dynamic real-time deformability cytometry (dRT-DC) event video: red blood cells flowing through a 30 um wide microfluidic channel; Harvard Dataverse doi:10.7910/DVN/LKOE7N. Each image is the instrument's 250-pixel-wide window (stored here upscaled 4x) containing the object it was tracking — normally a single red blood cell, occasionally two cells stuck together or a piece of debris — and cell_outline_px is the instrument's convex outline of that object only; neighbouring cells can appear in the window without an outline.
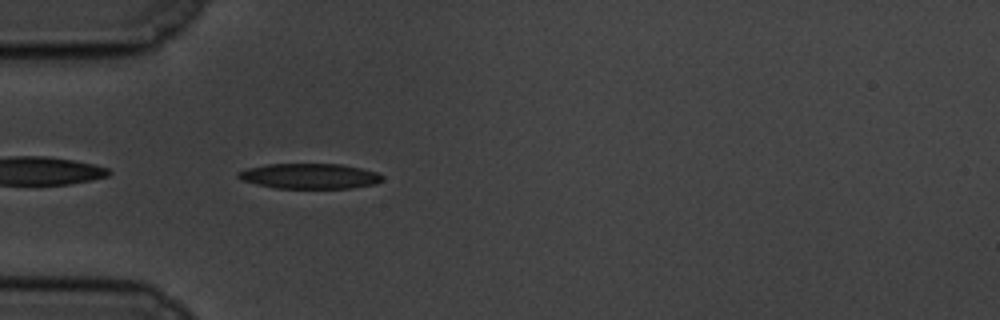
{"species": "common noctule bat (a hibernating species)", "species_latin": "Nyctalus noctula", "temperature_condition": "cold", "stored_images_in_passage": 36, "camera_frame_rate_fps": 3000, "um_per_image_px": 0.085, "animal": {"sex": "male", "body_mass_g": 19.5, "forearm_length_mm": 54.6}, "frame": {"image": 1, "passage_image": 2, "time_ms": 0.333, "image_size_px": [1000, 320], "cell_outline_px": [[384, 180], [376, 184], [352, 188], [276, 188], [256, 184], [240, 180], [236, 176], [236, 172], [248, 168], [268, 164], [340, 164], [360, 168], [376, 172], [384, 176]], "centroid_in_image_um": [26.32, 14.97], "position_along_channel_um": 58.7, "area_um2": 21.33}}
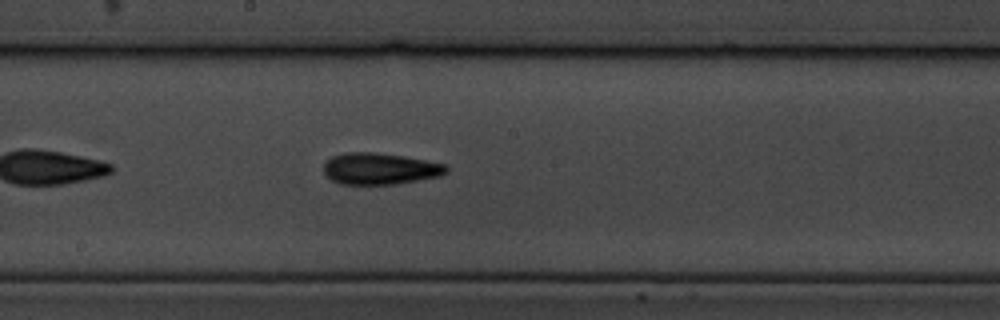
{"frame": {"image": 2, "passage_image": 16, "time_ms": 5.0, "image_size_px": [1000, 320], "cell_outline_px": [[448, 172], [440, 176], [392, 184], [340, 184], [332, 180], [324, 172], [324, 164], [332, 156], [344, 152], [372, 152], [404, 156], [448, 164]], "centroid_in_image_um": [32.31, 14.33], "position_along_channel_um": 215.9, "area_um2": 22.48}}
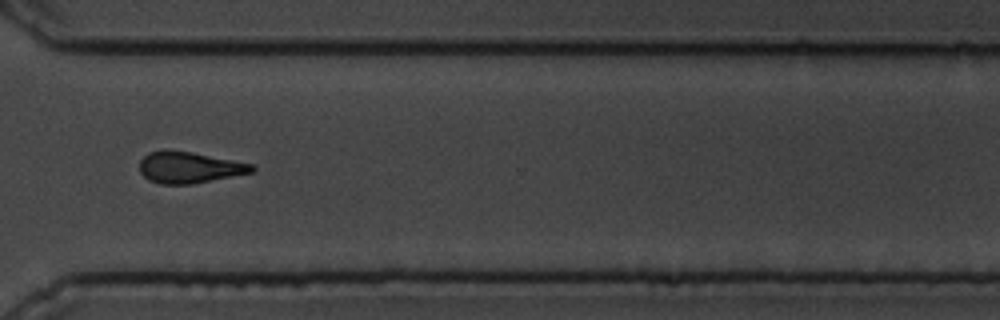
{"frame": {"image": 3, "passage_image": 28, "time_ms": 9.0, "image_size_px": [1000, 320], "cell_outline_px": [[256, 168], [252, 172], [192, 184], [160, 184], [148, 180], [140, 172], [140, 160], [148, 152], [168, 148], [192, 152], [252, 164]], "centroid_in_image_um": [16.03, 14.21], "position_along_channel_um": 354.6, "area_um2": 20.58}, "authors_computed_cell_mechanics": {"area_um2": 21.0103, "velocity_mm_per_s": 3.4655, "shape_relaxation_time_tau1_ms": 4.1458, "shape_relaxation_time_tau2_ms": 4.2256, "deformation_change_tau1": 0.1467, "deformation_change_tau2": 0.1471}}